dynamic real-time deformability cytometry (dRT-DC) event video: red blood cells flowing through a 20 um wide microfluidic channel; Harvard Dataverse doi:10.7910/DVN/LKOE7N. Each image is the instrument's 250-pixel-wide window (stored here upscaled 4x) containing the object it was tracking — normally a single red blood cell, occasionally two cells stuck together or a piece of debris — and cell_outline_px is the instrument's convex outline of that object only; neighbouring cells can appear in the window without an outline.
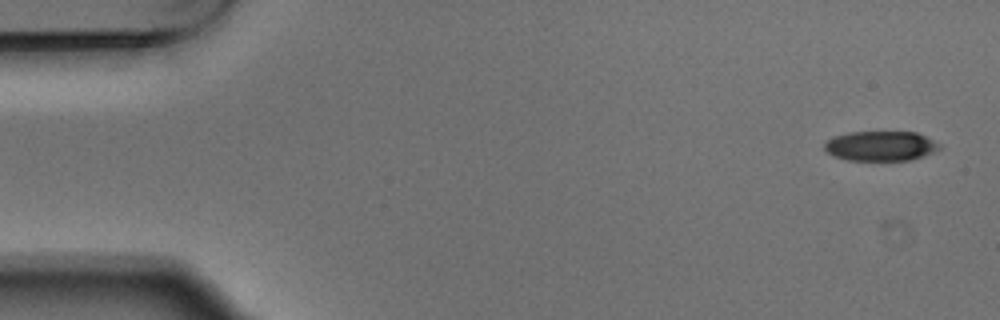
{"species": "Egyptian fruit bat (a non-hibernating species)", "species_latin": "Rousettus aegyptiacus", "temperature_condition": "warm", "stored_images_in_passage": 6, "camera_frame_rate_fps": 3000, "um_per_image_px": 0.085, "animal": {"sex": "male"}, "frame": {"image": 1, "passage_image": 1, "time_ms": 0.0, "image_size_px": [1000, 320], "cell_outline_px": [[940, 148], [924, 156], [912, 160], [848, 160], [832, 156], [824, 148], [824, 144], [832, 136], [848, 132], [916, 132], [940, 144]], "centroid_in_image_um": [74.82, 12.41], "position_along_channel_um": 10.2, "area_um2": 19.94}}
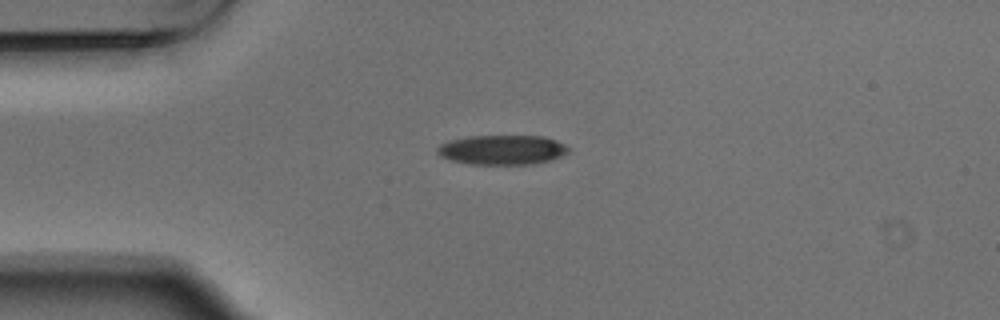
{"frame": {"image": 2, "passage_image": 4, "time_ms": 1.0, "image_size_px": [1000, 320], "cell_outline_px": [[568, 152], [560, 156], [548, 160], [528, 164], [468, 164], [452, 160], [440, 156], [436, 152], [436, 148], [440, 144], [448, 140], [468, 136], [544, 136], [556, 140], [564, 144], [568, 148]], "centroid_in_image_um": [42.63, 12.72], "position_along_channel_um": 42.4, "area_um2": 22.54}}
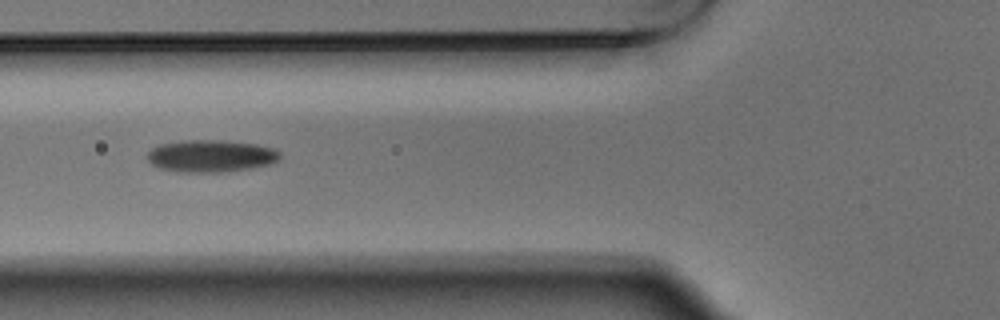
{"frame": {"image": 3, "passage_image": 6, "time_ms": 1.667, "image_size_px": [1000, 320], "cell_outline_px": [[280, 160], [272, 164], [252, 168], [220, 172], [176, 172], [160, 168], [152, 164], [148, 160], [148, 152], [152, 148], [160, 144], [184, 140], [224, 140], [256, 144], [276, 148], [280, 152]], "centroid_in_image_um": [17.97, 13.26], "position_along_channel_um": 107.8, "area_um2": 25.14}}